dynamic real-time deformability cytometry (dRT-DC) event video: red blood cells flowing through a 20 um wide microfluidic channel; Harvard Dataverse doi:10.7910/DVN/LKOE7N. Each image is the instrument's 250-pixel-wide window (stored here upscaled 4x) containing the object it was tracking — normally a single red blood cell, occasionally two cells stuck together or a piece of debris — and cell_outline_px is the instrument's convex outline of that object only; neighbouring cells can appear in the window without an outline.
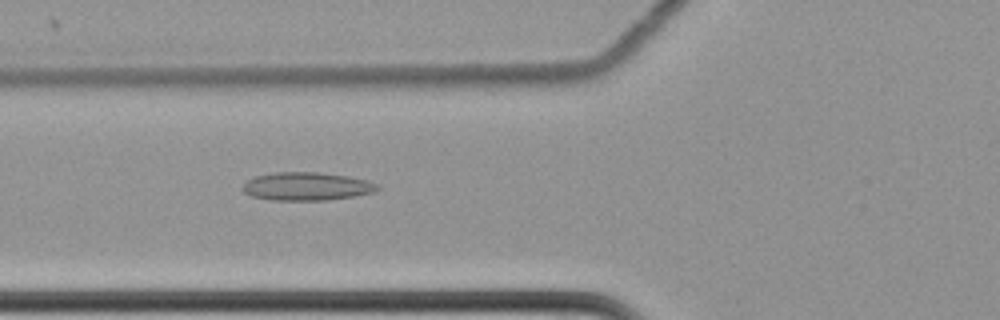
{"species": "common noctule bat (a hibernating species)", "species_latin": "Nyctalus noctula", "temperature_condition": "cold", "stored_images_in_passage": 39, "camera_frame_rate_fps": 3000, "um_per_image_px": 0.085, "animal": {"sex": "female", "body_mass_g": 22.7, "forearm_length_mm": 54.2}, "frame": {"image": 1, "passage_image": 3, "time_ms": 0.667, "image_size_px": [1000, 320], "cell_outline_px": [[380, 188], [372, 192], [352, 196], [328, 200], [272, 200], [252, 196], [244, 192], [240, 188], [248, 180], [256, 176], [272, 172], [320, 172], [348, 176], [368, 180], [376, 184]], "centroid_in_image_um": [26.04, 15.83], "position_along_channel_um": 99.8, "area_um2": 22.08}}
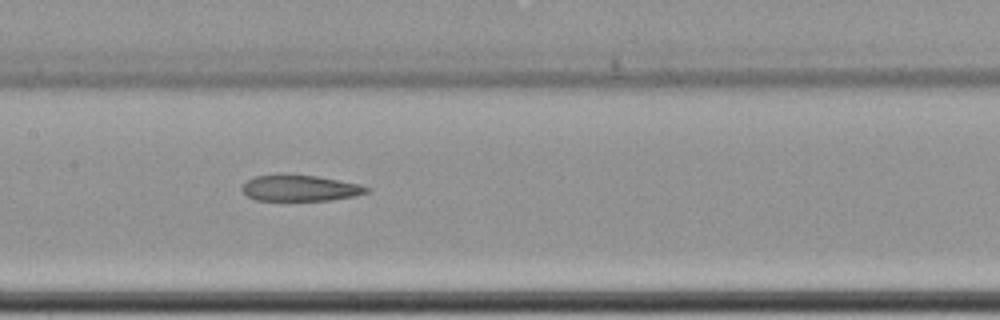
{"frame": {"image": 2, "passage_image": 10, "time_ms": 3.0, "image_size_px": [1000, 320], "cell_outline_px": [[372, 188], [368, 192], [356, 196], [328, 200], [256, 200], [248, 196], [240, 188], [248, 180], [256, 176], [280, 172], [288, 172], [316, 176], [360, 184]], "centroid_in_image_um": [25.5, 15.95], "position_along_channel_um": 181.9, "area_um2": 19.36}}
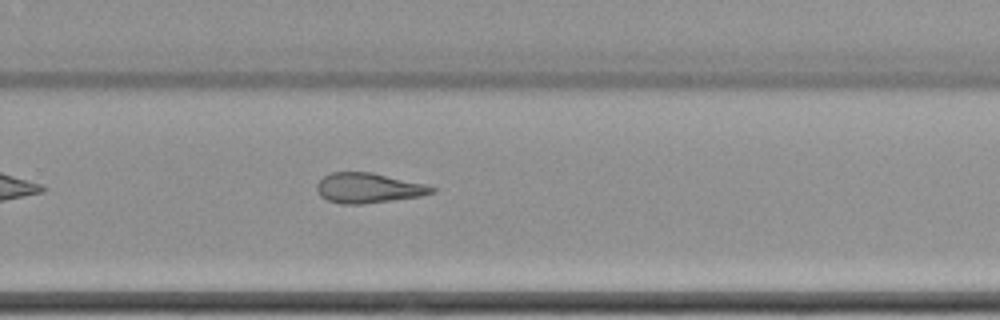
{"frame": {"image": 3, "passage_image": 20, "time_ms": 6.333, "image_size_px": [1000, 320], "cell_outline_px": [[436, 192], [420, 196], [392, 200], [360, 204], [340, 204], [328, 200], [320, 196], [316, 188], [316, 184], [324, 176], [332, 172], [372, 172], [428, 184], [436, 188]], "centroid_in_image_um": [31.33, 15.97], "position_along_channel_um": 298.5, "area_um2": 20.23}}